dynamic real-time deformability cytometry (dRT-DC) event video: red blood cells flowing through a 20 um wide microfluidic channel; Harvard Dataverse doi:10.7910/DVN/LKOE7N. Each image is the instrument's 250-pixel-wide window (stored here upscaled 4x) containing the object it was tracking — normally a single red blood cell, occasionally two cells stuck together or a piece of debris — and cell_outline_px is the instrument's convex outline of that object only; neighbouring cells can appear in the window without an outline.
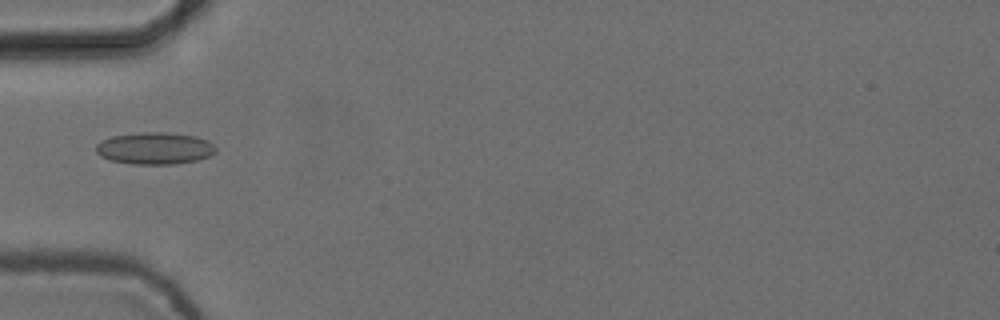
{"species": "common noctule bat (a hibernating species)", "species_latin": "Nyctalus noctula", "temperature_condition": "cold", "stored_images_in_passage": 6, "camera_frame_rate_fps": 3000, "um_per_image_px": 0.085, "animal": {"sex": "female", "body_mass_g": 24.6, "forearm_length_mm": 56.2}, "frame": {"image": 1, "passage_image": 6, "time_ms": 1.667, "image_size_px": [1000, 320], "cell_outline_px": [[216, 152], [208, 156], [196, 160], [176, 164], [132, 164], [112, 160], [100, 156], [96, 152], [96, 144], [100, 140], [112, 136], [144, 132], [164, 132], [196, 136], [208, 140], [216, 148]], "centroid_in_image_um": [13.14, 12.6], "position_along_channel_um": 71.9, "area_um2": 22.31}}